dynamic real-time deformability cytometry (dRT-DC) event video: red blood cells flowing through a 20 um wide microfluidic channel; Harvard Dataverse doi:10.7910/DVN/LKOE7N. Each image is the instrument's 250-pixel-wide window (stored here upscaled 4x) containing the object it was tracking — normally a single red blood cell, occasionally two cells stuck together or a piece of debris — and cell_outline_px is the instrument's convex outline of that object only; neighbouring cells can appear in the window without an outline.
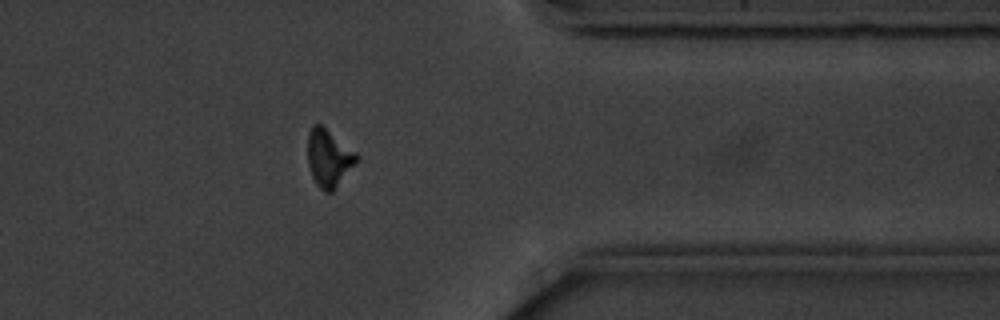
{"species": "common noctule bat (a hibernating species)", "species_latin": "Nyctalus noctula", "temperature_condition": "cold", "stored_images_in_passage": 14, "camera_frame_rate_fps": 3000, "um_per_image_px": 0.085, "animal": {"sex": "male", "body_mass_g": 20.1, "forearm_length_mm": 53.5}, "frame": {"image": 1, "passage_image": 12, "time_ms": 13.667, "image_size_px": [1000, 320], "cell_outline_px": [[360, 156], [336, 188], [332, 192], [324, 192], [316, 184], [312, 176], [308, 164], [308, 132], [312, 124], [320, 124], [356, 152]], "centroid_in_image_um": [27.93, 13.43], "position_along_channel_um": 383.5, "area_um2": 16.18}}
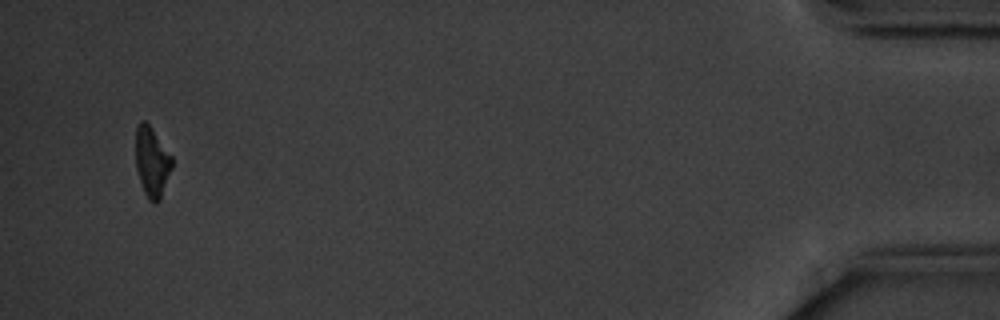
{"frame": {"image": 2, "passage_image": 14, "time_ms": 16.667, "image_size_px": [1000, 320], "cell_outline_px": [[172, 168], [160, 200], [156, 204], [152, 204], [148, 200], [144, 192], [136, 168], [136, 128], [140, 120], [144, 120], [152, 128], [172, 156]], "centroid_in_image_um": [12.92, 13.78], "position_along_channel_um": 422.3, "area_um2": 14.85}, "authors_computed_cell_mechanics": {"area_um2": 16.3863, "velocity_mm_per_s": 3.5522, "shape_relaxation_time_tau1_ms": 2.7429, "shape_relaxation_time_tau2_ms": 8.3146, "deformation_change_tau1": 0.0951, "deformation_change_tau2": 0.1495}}